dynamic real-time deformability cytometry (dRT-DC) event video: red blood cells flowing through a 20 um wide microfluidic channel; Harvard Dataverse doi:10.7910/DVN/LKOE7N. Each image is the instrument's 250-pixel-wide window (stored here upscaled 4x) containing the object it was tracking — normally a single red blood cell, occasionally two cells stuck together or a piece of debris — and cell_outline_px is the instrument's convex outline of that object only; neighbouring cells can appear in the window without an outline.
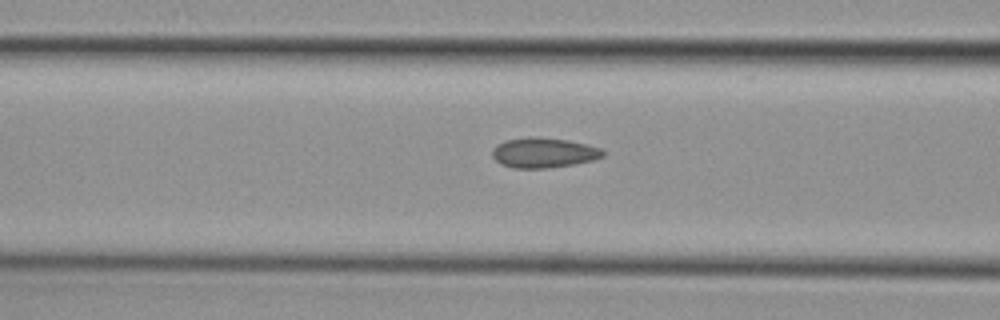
{"species": "common noctule bat (a hibernating species)", "species_latin": "Nyctalus noctula", "temperature_condition": "cold", "stored_images_in_passage": 6, "camera_frame_rate_fps": 3000, "um_per_image_px": 0.085, "animal": {"sex": "female", "body_mass_g": 29.2, "forearm_length_mm": 56.3}, "frame": {"image": 1, "passage_image": 6, "time_ms": 1.667, "image_size_px": [1000, 320], "cell_outline_px": [[604, 156], [592, 160], [572, 164], [548, 168], [512, 168], [500, 164], [492, 156], [492, 148], [496, 144], [504, 140], [532, 136], [568, 140], [600, 148], [604, 152]], "centroid_in_image_um": [46.15, 12.98], "position_along_channel_um": 120.5, "area_um2": 19.36}}